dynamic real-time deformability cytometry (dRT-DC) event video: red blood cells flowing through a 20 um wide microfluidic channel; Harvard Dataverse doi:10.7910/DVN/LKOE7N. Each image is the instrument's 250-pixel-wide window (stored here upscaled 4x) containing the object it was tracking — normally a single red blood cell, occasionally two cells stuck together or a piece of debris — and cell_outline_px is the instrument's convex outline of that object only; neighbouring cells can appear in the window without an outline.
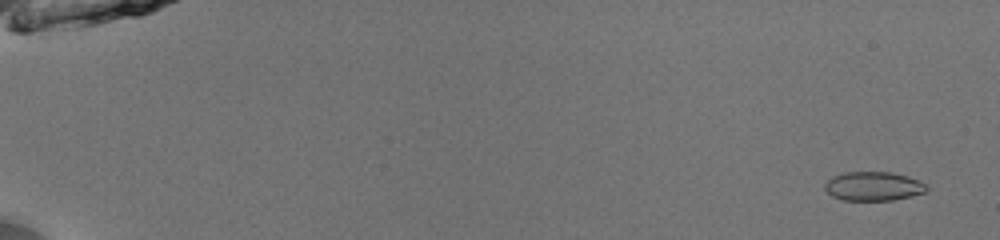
{"species": "common noctule bat (a hibernating species)", "species_latin": "Nyctalus noctula", "temperature_condition": "room temperature", "stored_images_in_passage": 12, "camera_frame_rate_fps": 3000, "um_per_image_px": 0.085, "animal": {"sex": "male", "body_mass_g": 13.0, "forearm_length_mm": 53.1}, "frame": {"image": 1, "passage_image": 3, "time_ms": 0.667, "image_size_px": [1000, 240], "cell_outline_px": [[928, 188], [924, 192], [912, 196], [892, 200], [844, 200], [832, 196], [824, 188], [824, 184], [832, 176], [844, 172], [892, 172], [908, 176], [928, 184]], "centroid_in_image_um": [74.25, 15.82], "position_along_channel_um": 10.8, "area_um2": 17.28}}